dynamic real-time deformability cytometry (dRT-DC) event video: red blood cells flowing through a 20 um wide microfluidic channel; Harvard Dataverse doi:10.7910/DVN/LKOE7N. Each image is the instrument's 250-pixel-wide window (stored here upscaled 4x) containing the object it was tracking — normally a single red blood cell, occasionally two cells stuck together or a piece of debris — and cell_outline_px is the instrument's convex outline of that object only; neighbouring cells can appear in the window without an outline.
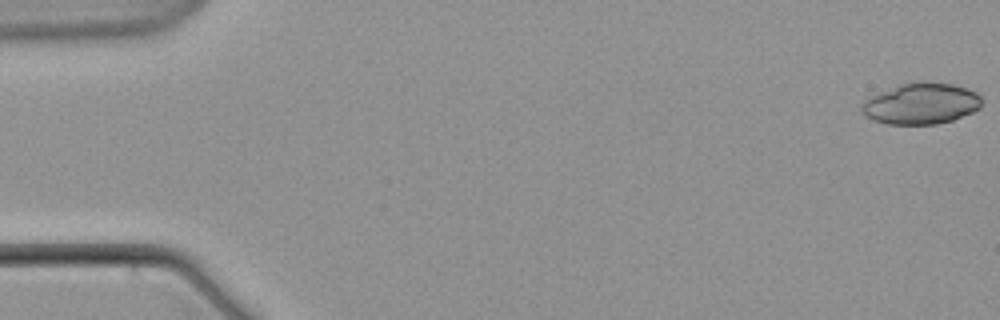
{"species": "common noctule bat (a hibernating species)", "species_latin": "Nyctalus noctula", "temperature_condition": "warm", "stored_images_in_passage": 7, "camera_frame_rate_fps": 3000, "um_per_image_px": 0.085, "animal": {"sex": "male", "body_mass_g": 21.5, "forearm_length_mm": 52.0}, "frame": {"image": 1, "passage_image": 1, "time_ms": 0.0, "image_size_px": [1000, 320], "cell_outline_px": [[980, 108], [972, 112], [952, 120], [936, 124], [888, 124], [872, 120], [864, 116], [860, 112], [860, 104], [868, 96], [908, 80], [928, 80], [952, 84], [968, 88], [976, 92], [980, 96]], "centroid_in_image_um": [78.22, 8.77], "position_along_channel_um": 6.8, "area_um2": 29.59}}
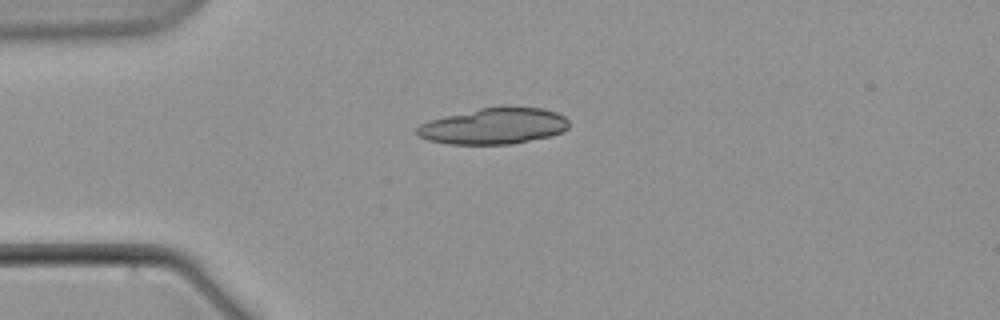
{"frame": {"image": 2, "passage_image": 5, "time_ms": 5.667, "image_size_px": [1000, 320], "cell_outline_px": [[568, 128], [564, 132], [552, 136], [512, 144], [448, 144], [428, 140], [416, 136], [416, 128], [420, 124], [428, 120], [444, 116], [480, 108], [504, 104], [508, 104], [544, 108], [556, 112], [564, 116], [568, 120]], "centroid_in_image_um": [42.0, 10.69], "position_along_channel_um": 43.0, "area_um2": 32.95}}